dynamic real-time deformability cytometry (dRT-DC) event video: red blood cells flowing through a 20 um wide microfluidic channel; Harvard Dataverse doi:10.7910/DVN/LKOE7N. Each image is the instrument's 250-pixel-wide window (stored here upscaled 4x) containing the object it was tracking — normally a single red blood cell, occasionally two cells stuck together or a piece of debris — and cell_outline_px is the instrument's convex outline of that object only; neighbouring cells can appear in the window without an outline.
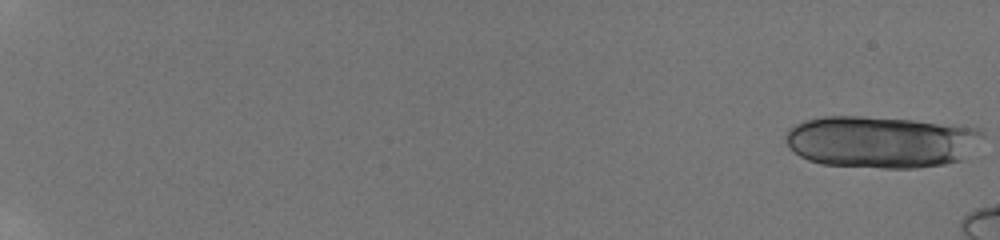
{"species": "human", "species_latin": "Homo sapiens", "temperature_condition": "room temperature", "stored_images_in_passage": 26, "camera_frame_rate_fps": 3000, "um_per_image_px": 0.085, "donor": {"sex": "male"}, "frame": {"image": 1, "passage_image": 1, "time_ms": 0.0, "image_size_px": [1000, 240], "cell_outline_px": [[984, 136], [960, 160], [944, 164], [916, 168], [884, 168], [820, 164], [808, 160], [800, 156], [788, 148], [784, 140], [784, 136], [788, 128], [804, 120], [824, 116], [864, 116], [912, 120], [980, 128], [984, 132]], "centroid_in_image_um": [74.81, 12.05], "position_along_channel_um": 10.2, "area_um2": 59.77}}